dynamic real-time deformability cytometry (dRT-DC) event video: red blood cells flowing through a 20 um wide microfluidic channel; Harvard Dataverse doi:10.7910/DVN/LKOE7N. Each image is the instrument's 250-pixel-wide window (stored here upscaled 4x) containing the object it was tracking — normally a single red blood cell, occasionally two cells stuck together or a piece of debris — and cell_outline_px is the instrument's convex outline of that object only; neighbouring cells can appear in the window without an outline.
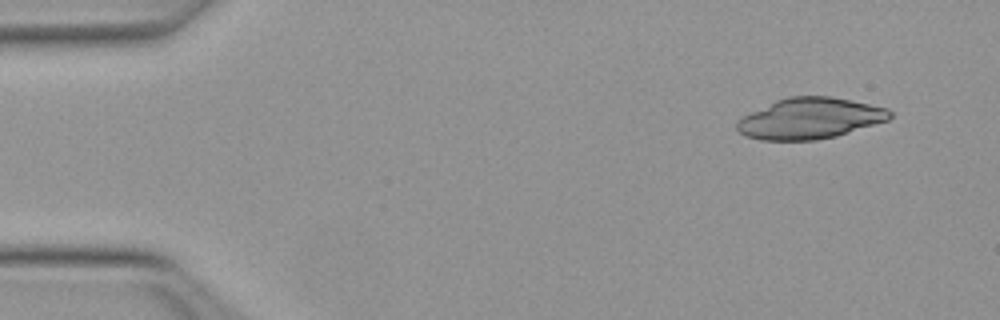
{"species": "Egyptian fruit bat (a non-hibernating species)", "species_latin": "Rousettus aegyptiacus", "temperature_condition": "warm", "stored_images_in_passage": 47, "camera_frame_rate_fps": 3000, "um_per_image_px": 0.085, "animal": {"sex": "female"}, "frame": {"image": 1, "passage_image": 1, "time_ms": 0.0, "image_size_px": [1000, 320], "cell_outline_px": [[892, 116], [888, 120], [836, 136], [816, 140], [760, 140], [744, 136], [736, 128], [736, 120], [776, 100], [788, 96], [828, 96], [852, 100], [888, 108], [892, 112]], "centroid_in_image_um": [68.84, 10.07], "position_along_channel_um": 16.2, "area_um2": 36.41}}